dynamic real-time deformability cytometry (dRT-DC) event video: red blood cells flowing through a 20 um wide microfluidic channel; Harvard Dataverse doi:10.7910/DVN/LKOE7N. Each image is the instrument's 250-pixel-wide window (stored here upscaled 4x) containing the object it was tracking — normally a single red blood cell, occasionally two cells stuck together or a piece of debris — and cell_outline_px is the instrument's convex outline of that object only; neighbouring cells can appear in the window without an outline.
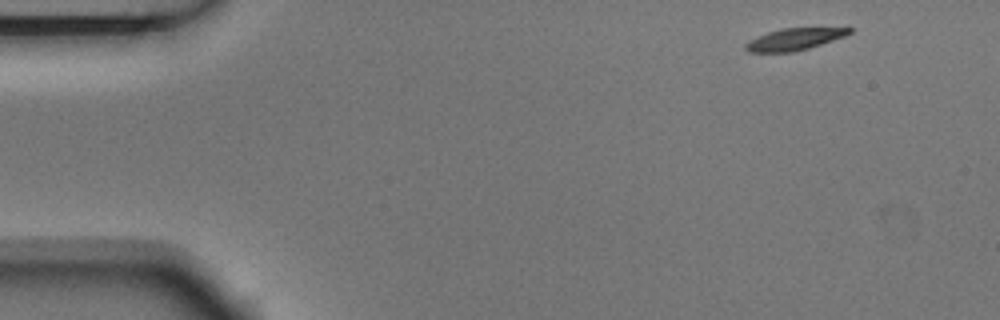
{"species": "Egyptian fruit bat (a non-hibernating species)", "species_latin": "Rousettus aegyptiacus", "temperature_condition": "room temperature", "stored_images_in_passage": 4, "camera_frame_rate_fps": 3000, "um_per_image_px": 0.085, "animal": {"sex": "male"}, "frame": {"image": 1, "passage_image": 1, "time_ms": 0.0, "image_size_px": [1000, 320], "cell_outline_px": [[852, 32], [844, 36], [808, 48], [792, 52], [748, 52], [744, 48], [744, 44], [756, 36], [768, 32], [784, 28], [852, 28]], "centroid_in_image_um": [67.46, 3.34], "position_along_channel_um": 17.5, "area_um2": 13.01}}
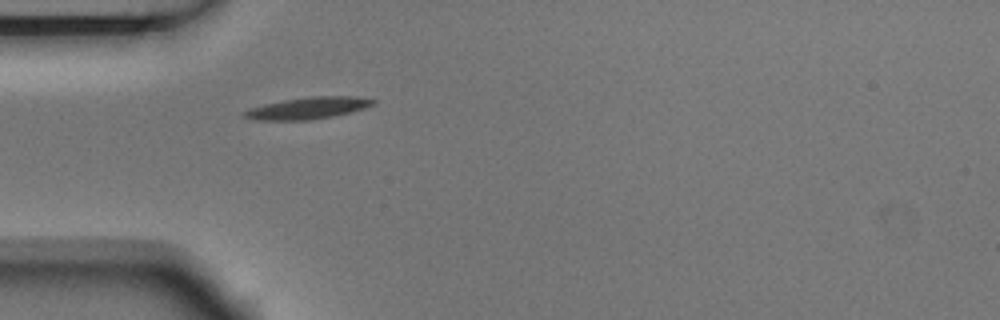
{"frame": {"image": 2, "passage_image": 4, "time_ms": 1.0, "image_size_px": [1000, 320], "cell_outline_px": [[376, 104], [364, 108], [332, 116], [312, 120], [256, 120], [240, 116], [240, 112], [264, 104], [284, 100], [312, 96], [356, 96], [376, 100]], "centroid_in_image_um": [26.14, 9.19], "position_along_channel_um": 58.9, "area_um2": 16.36}}